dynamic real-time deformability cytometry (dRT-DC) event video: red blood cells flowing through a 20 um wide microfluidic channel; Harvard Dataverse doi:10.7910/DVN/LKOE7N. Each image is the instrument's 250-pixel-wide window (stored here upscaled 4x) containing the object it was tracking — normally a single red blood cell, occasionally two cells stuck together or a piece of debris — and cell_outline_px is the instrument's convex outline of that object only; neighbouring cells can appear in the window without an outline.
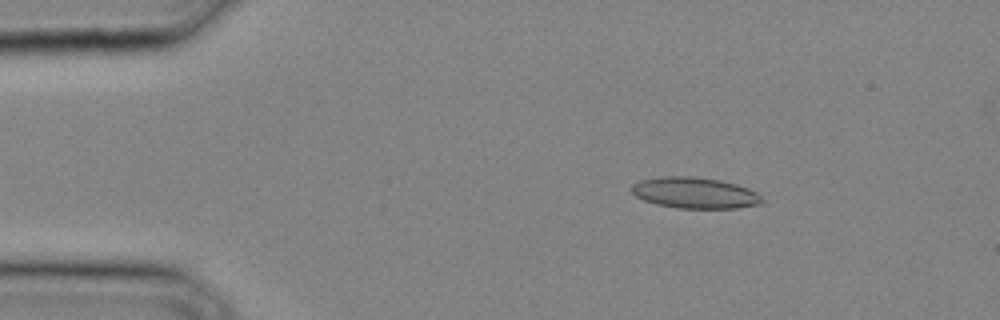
{"species": "common noctule bat (a hibernating species)", "species_latin": "Nyctalus noctula", "temperature_condition": "cold", "stored_images_in_passage": 15, "camera_frame_rate_fps": 3000, "um_per_image_px": 0.085, "animal": {"sex": "male", "body_mass_g": 20.4}, "frame": {"image": 1, "passage_image": 4, "time_ms": 1.0, "image_size_px": [1000, 320], "cell_outline_px": [[764, 200], [760, 204], [736, 208], [676, 208], [656, 204], [644, 200], [636, 196], [632, 192], [632, 184], [640, 180], [664, 176], [692, 176], [720, 180], [736, 184], [748, 188], [756, 192]], "centroid_in_image_um": [59.05, 16.39], "position_along_channel_um": 25.9, "area_um2": 23.58}}
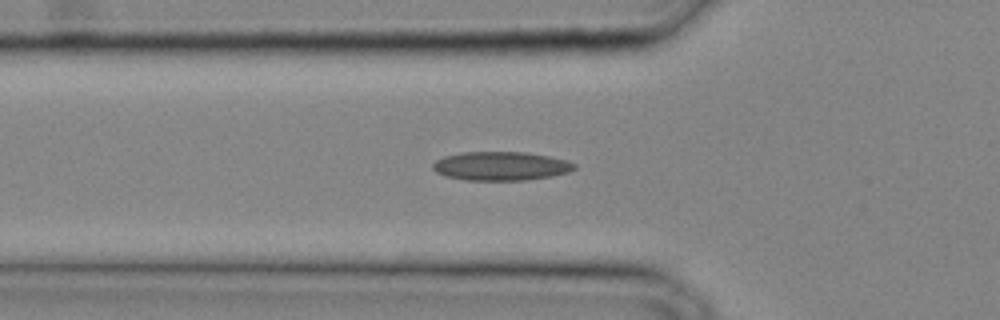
{"frame": {"image": 2, "passage_image": 10, "time_ms": 3.0, "image_size_px": [1000, 320], "cell_outline_px": [[576, 168], [568, 172], [552, 176], [524, 180], [464, 180], [444, 176], [436, 172], [432, 168], [432, 164], [436, 160], [444, 156], [460, 152], [528, 152], [568, 160], [576, 164]], "centroid_in_image_um": [42.56, 14.11], "position_along_channel_um": 83.2, "area_um2": 23.93}}
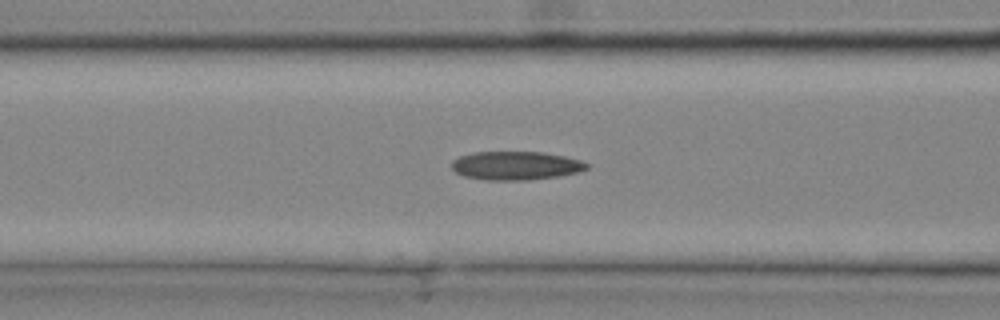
{"frame": {"image": 3, "passage_image": 12, "time_ms": 3.667, "image_size_px": [1000, 320], "cell_outline_px": [[588, 168], [580, 172], [560, 176], [528, 180], [488, 180], [464, 176], [456, 172], [452, 168], [452, 160], [460, 156], [472, 152], [544, 152], [564, 156], [580, 160], [588, 164]], "centroid_in_image_um": [43.86, 14.08], "position_along_channel_um": 122.7, "area_um2": 22.54}}